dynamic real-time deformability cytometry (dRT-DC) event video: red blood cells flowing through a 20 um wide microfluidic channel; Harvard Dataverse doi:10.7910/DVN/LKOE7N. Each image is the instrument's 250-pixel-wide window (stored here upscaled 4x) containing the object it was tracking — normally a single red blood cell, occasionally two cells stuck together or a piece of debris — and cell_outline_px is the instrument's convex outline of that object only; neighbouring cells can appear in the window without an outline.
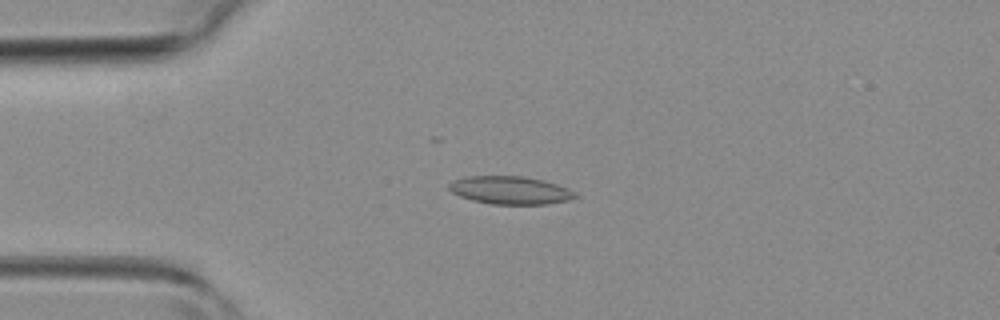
{"species": "common noctule bat (a hibernating species)", "species_latin": "Nyctalus noctula", "temperature_condition": "room temperature", "stored_images_in_passage": 35, "camera_frame_rate_fps": 3000, "um_per_image_px": 0.085, "animal": {"sex": "female", "body_mass_g": 19.3, "forearm_length_mm": 54.1}, "frame": {"image": 1, "passage_image": 1, "time_ms": 0.0, "image_size_px": [1000, 320], "cell_outline_px": [[580, 196], [568, 200], [548, 204], [492, 204], [472, 200], [460, 196], [452, 192], [448, 188], [448, 184], [452, 180], [464, 176], [524, 176], [556, 184]], "centroid_in_image_um": [43.3, 16.17], "position_along_channel_um": 41.7, "area_um2": 20.4}}
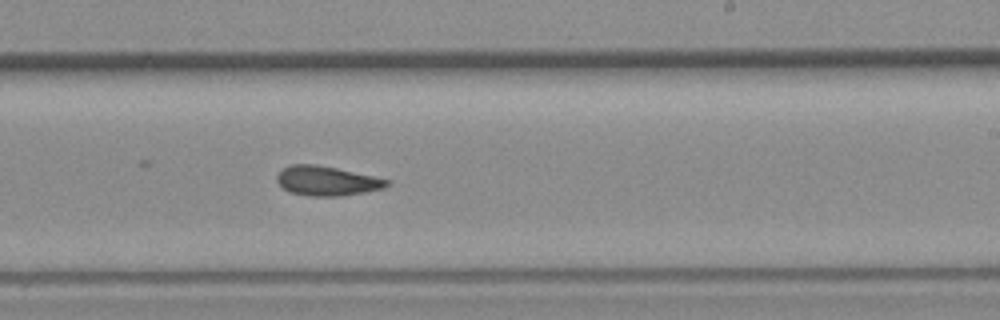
{"frame": {"image": 2, "passage_image": 17, "time_ms": 5.333, "image_size_px": [1000, 320], "cell_outline_px": [[392, 184], [384, 188], [364, 192], [340, 196], [308, 196], [288, 192], [276, 180], [276, 176], [284, 168], [292, 164], [316, 164], [336, 168], [392, 180]], "centroid_in_image_um": [27.81, 15.38], "position_along_channel_um": 261.2, "area_um2": 18.96}}
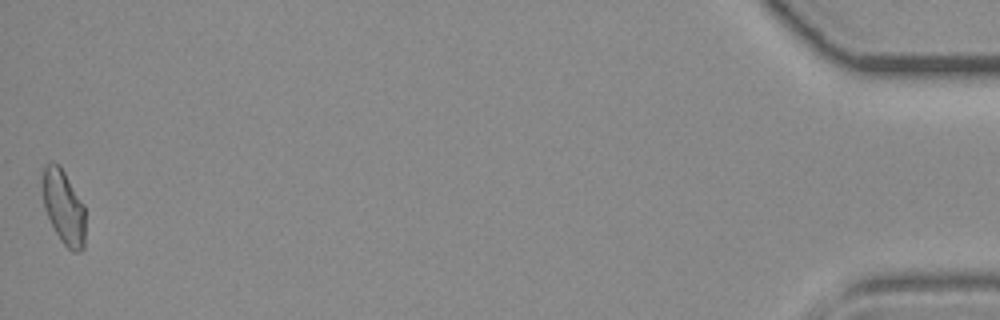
{"frame": {"image": 3, "passage_image": 35, "time_ms": 11.333, "image_size_px": [1000, 320], "cell_outline_px": [[84, 248], [80, 252], [72, 252], [60, 240], [44, 208], [40, 180], [44, 164], [52, 160], [60, 164], [84, 204]], "centroid_in_image_um": [5.37, 17.52], "position_along_channel_um": 429.8, "area_um2": 19.02}}